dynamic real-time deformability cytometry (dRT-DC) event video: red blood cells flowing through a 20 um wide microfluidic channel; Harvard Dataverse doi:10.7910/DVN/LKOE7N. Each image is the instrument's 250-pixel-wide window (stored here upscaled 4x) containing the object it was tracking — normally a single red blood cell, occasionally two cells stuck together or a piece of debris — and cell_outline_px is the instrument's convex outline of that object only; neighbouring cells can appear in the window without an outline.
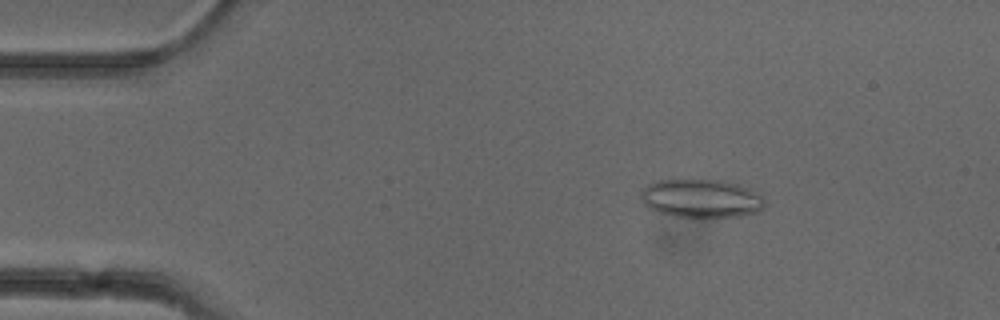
{"species": "common noctule bat (a hibernating species)", "species_latin": "Nyctalus noctula", "temperature_condition": "cold", "stored_images_in_passage": 12, "camera_frame_rate_fps": 3000, "um_per_image_px": 0.085, "animal": {"sex": "female"}, "frame": {"image": 1, "passage_image": 8, "time_ms": 2.333, "image_size_px": [1000, 320], "cell_outline_px": [[764, 208], [756, 212], [736, 216], [704, 220], [700, 220], [672, 216], [656, 212], [648, 208], [644, 204], [640, 196], [640, 192], [648, 184], [660, 180], [724, 180], [760, 192], [764, 196]], "centroid_in_image_um": [59.6, 16.91], "position_along_channel_um": 25.4, "area_um2": 28.67}}